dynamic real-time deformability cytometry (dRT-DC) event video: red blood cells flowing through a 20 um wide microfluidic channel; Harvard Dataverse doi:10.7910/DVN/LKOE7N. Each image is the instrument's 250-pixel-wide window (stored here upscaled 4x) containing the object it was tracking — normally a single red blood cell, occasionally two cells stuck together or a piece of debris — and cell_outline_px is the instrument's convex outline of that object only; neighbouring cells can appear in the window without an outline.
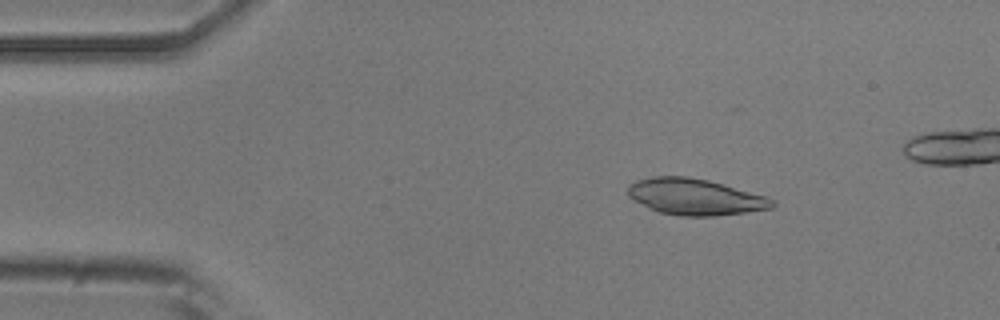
{"species": "common noctule bat (a hibernating species)", "species_latin": "Nyctalus noctula", "temperature_condition": "room temperature", "stored_images_in_passage": 49, "camera_frame_rate_fps": 3000, "um_per_image_px": 0.085, "animal": {"sex": "male", "body_mass_g": 20.5, "forearm_length_mm": 52.5}, "frame": {"image": 1, "passage_image": 8, "time_ms": 2.333, "image_size_px": [1000, 320], "cell_outline_px": [[776, 204], [772, 208], [748, 212], [716, 216], [680, 216], [660, 212], [628, 196], [628, 184], [636, 180], [656, 176], [688, 176], [708, 180], [764, 196], [772, 200]], "centroid_in_image_um": [59.08, 16.73], "position_along_channel_um": 25.9, "area_um2": 30.11}}
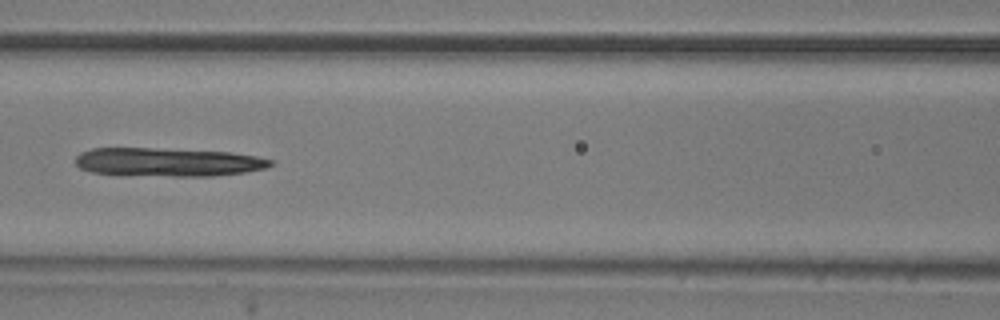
{"frame": {"image": 2, "passage_image": 23, "time_ms": 7.333, "image_size_px": [1000, 320], "cell_outline_px": [[276, 164], [268, 168], [244, 172], [212, 176], [172, 176], [92, 172], [80, 168], [76, 164], [76, 156], [80, 152], [92, 148], [148, 148], [228, 152], [256, 156], [272, 160]], "centroid_in_image_um": [14.31, 13.77], "position_along_channel_um": 152.3, "area_um2": 32.14}}
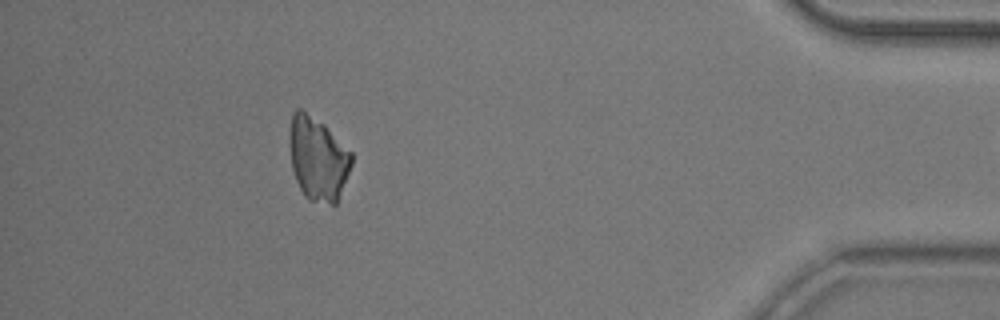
{"frame": {"image": 3, "passage_image": 48, "time_ms": 15.667, "image_size_px": [1000, 320], "cell_outline_px": [[352, 164], [336, 204], [332, 204], [308, 200], [304, 196], [296, 180], [292, 168], [288, 144], [288, 136], [292, 112], [296, 108], [300, 108], [324, 124], [352, 152]], "centroid_in_image_um": [26.99, 13.46], "position_along_channel_um": 408.2, "area_um2": 30.4}}